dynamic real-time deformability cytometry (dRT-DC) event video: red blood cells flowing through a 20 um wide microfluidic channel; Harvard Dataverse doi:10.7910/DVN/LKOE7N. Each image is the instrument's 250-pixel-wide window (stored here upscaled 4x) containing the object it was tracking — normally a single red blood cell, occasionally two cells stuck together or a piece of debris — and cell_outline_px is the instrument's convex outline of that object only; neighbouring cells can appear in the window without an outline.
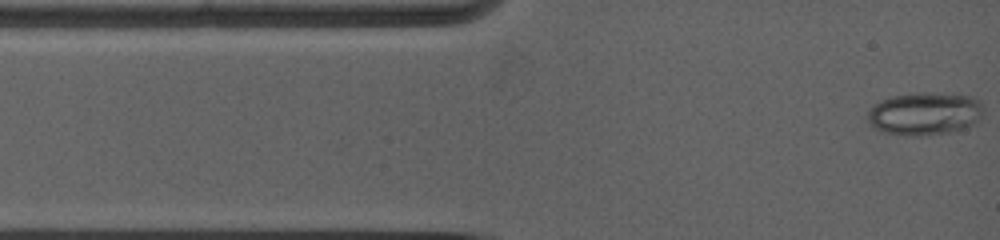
{"species": "common noctule bat (a hibernating species)", "species_latin": "Nyctalus noctula", "temperature_condition": "warm", "stored_images_in_passage": 66, "camera_frame_rate_fps": 5000, "um_per_image_px": 0.085, "animal": {"sex": "female", "body_mass_g": 19.0, "forearm_length_mm": 53.3}, "frame": {"image": 1, "passage_image": 1, "time_ms": 0.0, "image_size_px": [1000, 240], "cell_outline_px": [[976, 104], [968, 124], [944, 132], [888, 132], [876, 128], [872, 124], [868, 112], [876, 104], [884, 100], [896, 96], [964, 96], [976, 100]], "centroid_in_image_um": [78.39, 9.66], "position_along_channel_um": 6.6, "area_um2": 24.22}}
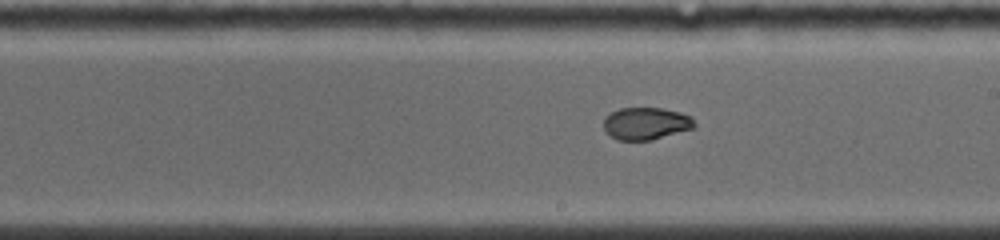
{"frame": {"image": 2, "passage_image": 33, "time_ms": 7.0, "image_size_px": [1000, 240], "cell_outline_px": [[696, 124], [692, 128], [648, 140], [620, 140], [612, 136], [604, 128], [604, 120], [612, 112], [620, 108], [660, 108], [680, 112], [688, 116]], "centroid_in_image_um": [54.89, 10.48], "position_along_channel_um": 234.1, "area_um2": 16.47}}
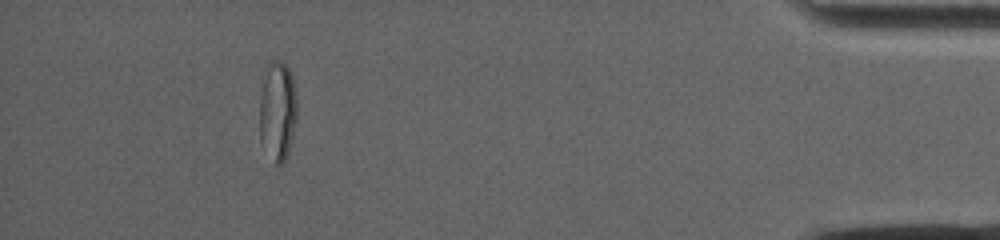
{"frame": {"image": 3, "passage_image": 59, "time_ms": 13.4, "image_size_px": [1000, 240], "cell_outline_px": [[296, 124], [288, 156], [284, 164], [276, 164], [260, 140], [260, 96], [264, 64], [268, 60], [280, 60], [288, 68], [292, 76], [296, 96]], "centroid_in_image_um": [23.58, 9.38], "position_along_channel_um": 411.6, "area_um2": 22.2}, "authors_computed_cell_mechanics": {"area_um2": 17.8024, "velocity_mm_per_s": 3.9396, "shape_relaxation_time_tau1_ms": null, "shape_relaxation_time_tau2_ms": 1.1596, "deformation_change_tau1": null, "deformation_change_tau2": 0.0394}}